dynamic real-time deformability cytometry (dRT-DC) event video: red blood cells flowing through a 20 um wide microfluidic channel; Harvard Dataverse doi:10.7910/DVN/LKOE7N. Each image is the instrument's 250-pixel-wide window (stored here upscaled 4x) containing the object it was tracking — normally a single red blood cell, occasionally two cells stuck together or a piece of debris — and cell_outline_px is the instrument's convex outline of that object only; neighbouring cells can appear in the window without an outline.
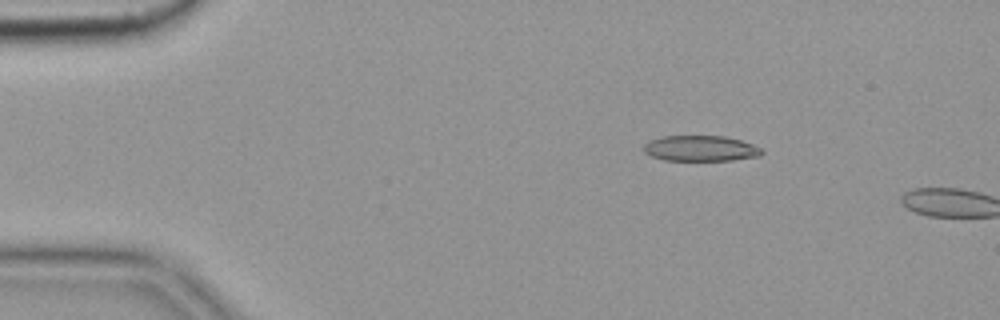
{"species": "common noctule bat (a hibernating species)", "species_latin": "Nyctalus noctula", "temperature_condition": "cold", "stored_images_in_passage": 4, "camera_frame_rate_fps": 3000, "um_per_image_px": 0.085, "animal": {"sex": "female", "body_mass_g": 19.9}, "frame": {"image": 1, "passage_image": 3, "time_ms": 0.667, "image_size_px": [1000, 320], "cell_outline_px": [[764, 152], [760, 156], [732, 160], [664, 160], [652, 156], [644, 152], [644, 144], [648, 140], [664, 136], [724, 136], [740, 140], [752, 144], [760, 148]], "centroid_in_image_um": [59.54, 12.61], "position_along_channel_um": 25.5, "area_um2": 17.57}}